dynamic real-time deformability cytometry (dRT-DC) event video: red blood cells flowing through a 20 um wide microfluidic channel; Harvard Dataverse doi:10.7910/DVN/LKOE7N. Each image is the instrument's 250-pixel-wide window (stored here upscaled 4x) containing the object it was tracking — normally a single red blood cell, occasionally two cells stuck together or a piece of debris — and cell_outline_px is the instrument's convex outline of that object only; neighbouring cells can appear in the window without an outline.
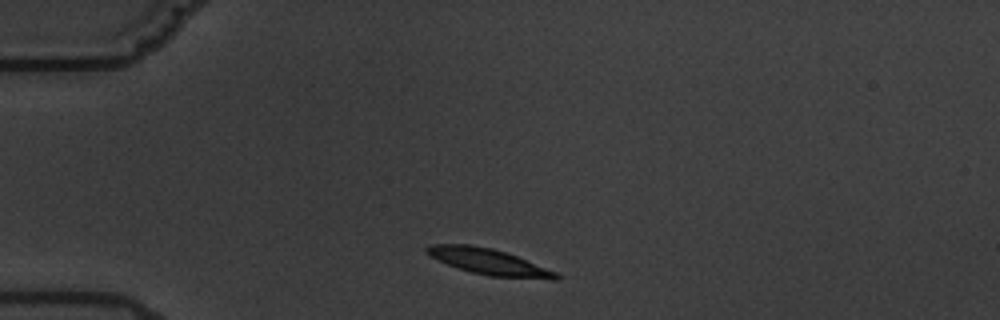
{"species": "common noctule bat (a hibernating species)", "species_latin": "Nyctalus noctula", "temperature_condition": "warm", "stored_images_in_passage": 3, "camera_frame_rate_fps": 3000, "um_per_image_px": 0.085, "animal": {"sex": "male", "body_mass_g": 19.5, "forearm_length_mm": 54.6}, "frame": {"image": 1, "passage_image": 1, "time_ms": 0.0, "image_size_px": [1000, 320], "cell_outline_px": [[560, 280], [548, 280], [488, 276], [472, 272], [448, 264], [424, 252], [424, 248], [428, 244], [468, 244], [492, 248], [516, 256], [556, 272], [560, 276]], "centroid_in_image_um": [41.57, 22.25], "position_along_channel_um": 43.4, "area_um2": 19.48}}